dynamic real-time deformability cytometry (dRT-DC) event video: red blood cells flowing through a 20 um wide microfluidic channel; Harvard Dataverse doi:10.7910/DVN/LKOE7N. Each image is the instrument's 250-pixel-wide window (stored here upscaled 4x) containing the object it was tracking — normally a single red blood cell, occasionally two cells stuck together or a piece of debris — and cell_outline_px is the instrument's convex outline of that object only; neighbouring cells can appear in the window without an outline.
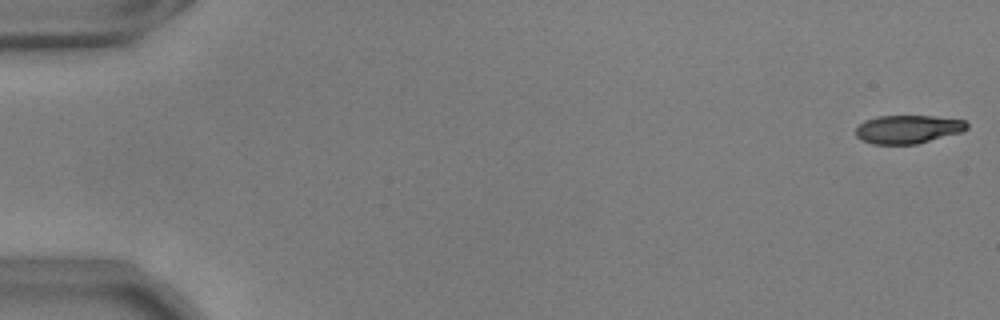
{"species": "common noctule bat (a hibernating species)", "species_latin": "Nyctalus noctula", "temperature_condition": "warm", "stored_images_in_passage": 5, "camera_frame_rate_fps": 3000, "um_per_image_px": 0.085, "animal": {"sex": "male", "body_mass_g": 17.9, "forearm_length_mm": 54.2}, "frame": {"image": 1, "passage_image": 1, "time_ms": 0.0, "image_size_px": [1000, 320], "cell_outline_px": [[968, 128], [964, 132], [916, 144], [872, 144], [860, 140], [856, 136], [856, 128], [864, 120], [876, 116], [936, 116], [964, 120], [968, 124]], "centroid_in_image_um": [77.18, 10.99], "position_along_channel_um": 7.8, "area_um2": 18.61}}